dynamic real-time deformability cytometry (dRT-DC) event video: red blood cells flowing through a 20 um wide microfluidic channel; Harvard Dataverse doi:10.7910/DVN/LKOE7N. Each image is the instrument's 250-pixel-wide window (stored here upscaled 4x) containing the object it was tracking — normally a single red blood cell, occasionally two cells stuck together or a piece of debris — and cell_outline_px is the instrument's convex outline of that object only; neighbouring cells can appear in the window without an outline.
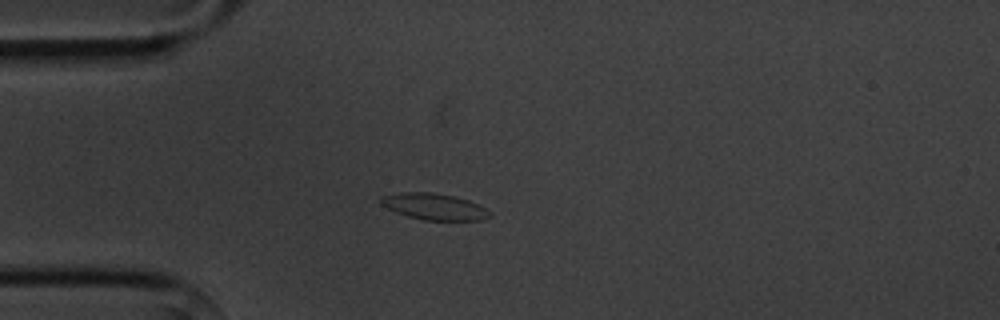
{"species": "common noctule bat (a hibernating species)", "species_latin": "Nyctalus noctula", "temperature_condition": "cold", "stored_images_in_passage": 4, "camera_frame_rate_fps": 3000, "um_per_image_px": 0.085, "animal": {"sex": "male", "body_mass_g": 20.1, "forearm_length_mm": 53.5}, "frame": {"image": 1, "passage_image": 4, "time_ms": 3.667, "image_size_px": [1000, 320], "cell_outline_px": [[492, 216], [480, 220], [424, 220], [408, 216], [396, 212], [380, 204], [380, 196], [400, 192], [432, 192], [456, 196], [468, 200], [492, 212]], "centroid_in_image_um": [36.89, 17.55], "position_along_channel_um": 48.1, "area_um2": 16.76}}